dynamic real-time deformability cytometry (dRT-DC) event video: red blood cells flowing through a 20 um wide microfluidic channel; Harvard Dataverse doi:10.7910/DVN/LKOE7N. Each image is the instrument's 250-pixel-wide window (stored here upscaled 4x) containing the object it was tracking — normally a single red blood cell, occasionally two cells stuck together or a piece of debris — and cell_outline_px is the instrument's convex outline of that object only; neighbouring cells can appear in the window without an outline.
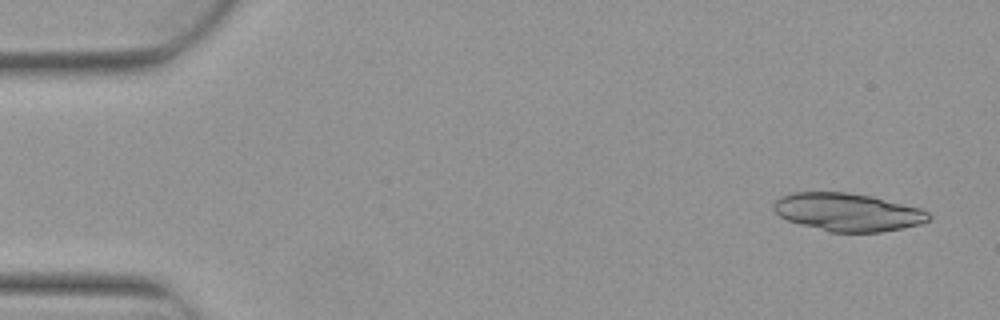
{"species": "Egyptian fruit bat (a non-hibernating species)", "species_latin": "Rousettus aegyptiacus", "temperature_condition": "warm", "stored_images_in_passage": 7, "segment_of_instrument_passage": [1, 2], "camera_frame_rate_fps": 3000, "um_per_image_px": 0.085, "animal": {"sex": "female"}, "frame": {"image": 1, "passage_image": 1, "time_ms": 0.0, "image_size_px": [1000, 320], "cell_outline_px": [[932, 220], [920, 224], [880, 232], [832, 232], [800, 224], [788, 220], [780, 216], [772, 208], [772, 204], [780, 196], [792, 192], [844, 192], [872, 196], [920, 208], [928, 212], [932, 216]], "centroid_in_image_um": [72.06, 18.02], "position_along_channel_um": 12.9, "area_um2": 34.28}}
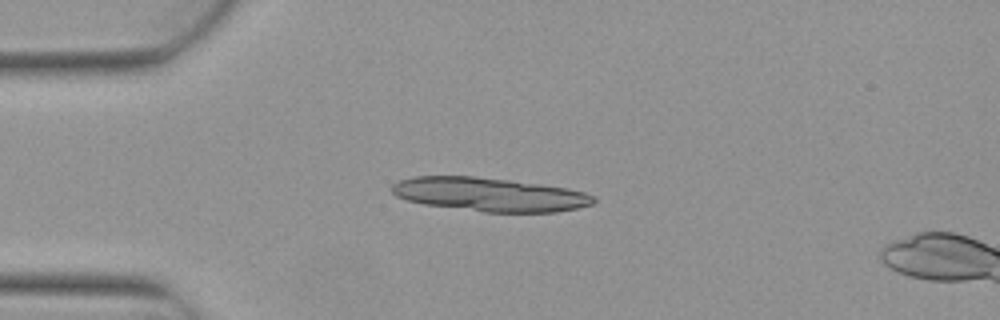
{"frame": {"image": 2, "passage_image": 3, "time_ms": 0.667, "image_size_px": [1000, 320], "cell_outline_px": [[596, 200], [592, 204], [580, 208], [556, 212], [484, 212], [424, 204], [408, 200], [396, 196], [392, 192], [392, 184], [400, 180], [416, 176], [472, 176], [508, 180], [540, 184], [568, 188], [584, 192], [596, 196]], "centroid_in_image_um": [41.65, 16.53], "position_along_channel_um": 43.4, "area_um2": 39.59}}